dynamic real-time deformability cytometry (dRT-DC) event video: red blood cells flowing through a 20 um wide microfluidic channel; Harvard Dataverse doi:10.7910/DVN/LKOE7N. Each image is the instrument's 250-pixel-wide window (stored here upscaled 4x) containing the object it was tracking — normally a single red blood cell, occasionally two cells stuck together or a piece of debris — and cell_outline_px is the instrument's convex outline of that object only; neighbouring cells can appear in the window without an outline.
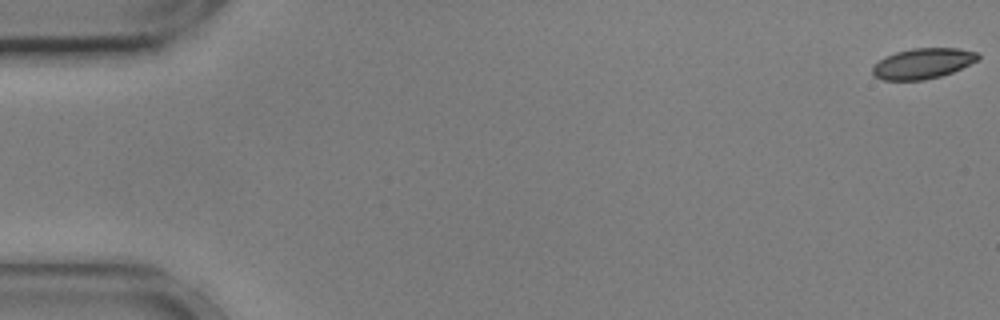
{"species": "common noctule bat (a hibernating species)", "species_latin": "Nyctalus noctula", "temperature_condition": "cold", "stored_images_in_passage": 56, "camera_frame_rate_fps": 3000, "um_per_image_px": 0.085, "animal": {"sex": "male", "body_mass_g": 17.9, "forearm_length_mm": 54.2}, "frame": {"image": 1, "passage_image": 1, "time_ms": 0.0, "image_size_px": [1000, 320], "cell_outline_px": [[980, 56], [976, 60], [952, 72], [940, 76], [924, 80], [884, 80], [876, 76], [872, 72], [872, 68], [884, 56], [896, 52], [912, 48], [956, 48], [976, 52]], "centroid_in_image_um": [78.41, 5.39], "position_along_channel_um": 6.6, "area_um2": 18.44}}
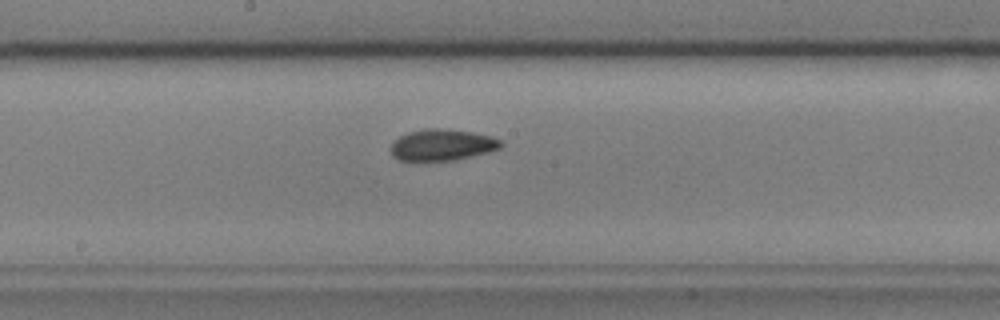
{"frame": {"image": 2, "passage_image": 30, "time_ms": 9.667, "image_size_px": [1000, 320], "cell_outline_px": [[504, 144], [500, 148], [488, 152], [456, 160], [400, 160], [392, 156], [392, 144], [400, 136], [408, 132], [428, 128], [436, 128], [472, 132], [492, 136], [504, 140]], "centroid_in_image_um": [37.65, 12.31], "position_along_channel_um": 210.6, "area_um2": 20.0}}
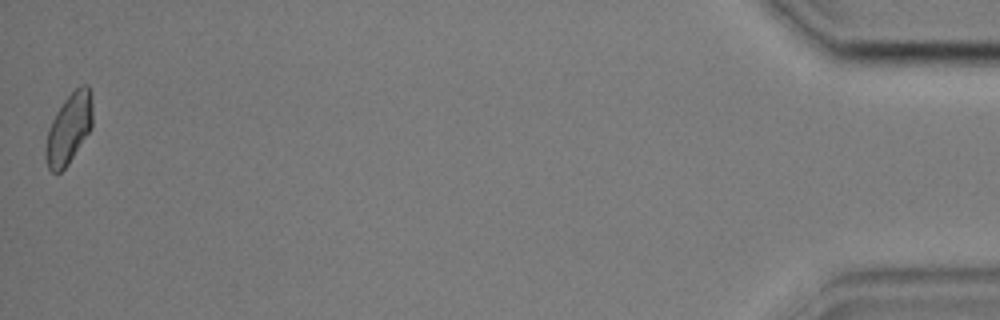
{"frame": {"image": 3, "passage_image": 56, "time_ms": 18.333, "image_size_px": [1000, 320], "cell_outline_px": [[92, 128], [68, 164], [60, 172], [52, 172], [48, 168], [44, 156], [48, 128], [56, 112], [64, 100], [80, 84], [88, 84], [92, 96]], "centroid_in_image_um": [5.86, 10.92], "position_along_channel_um": 429.3, "area_um2": 19.31}, "authors_computed_cell_mechanics": {"area_um2": 19.6809, "velocity_mm_per_s": 3.5877, "shape_relaxation_time_tau1_ms": 4.7724, "shape_relaxation_time_tau2_ms": 3.7575, "deformation_change_tau1": 0.0963, "deformation_change_tau2": 0.0745}}